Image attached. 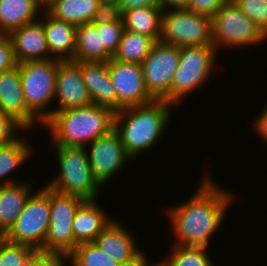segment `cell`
Here are the masks:
<instances>
[{
  "instance_id": "ffe728a7",
  "label": "cell",
  "mask_w": 267,
  "mask_h": 266,
  "mask_svg": "<svg viewBox=\"0 0 267 266\" xmlns=\"http://www.w3.org/2000/svg\"><path fill=\"white\" fill-rule=\"evenodd\" d=\"M96 200L84 201L76 211L72 224L74 242L78 245L93 242L95 238L112 222L105 209Z\"/></svg>"
},
{
  "instance_id": "52a82bcc",
  "label": "cell",
  "mask_w": 267,
  "mask_h": 266,
  "mask_svg": "<svg viewBox=\"0 0 267 266\" xmlns=\"http://www.w3.org/2000/svg\"><path fill=\"white\" fill-rule=\"evenodd\" d=\"M49 222V187L45 186L29 195L23 211L3 237L12 243L25 244L44 251Z\"/></svg>"
},
{
  "instance_id": "cb8c5ba5",
  "label": "cell",
  "mask_w": 267,
  "mask_h": 266,
  "mask_svg": "<svg viewBox=\"0 0 267 266\" xmlns=\"http://www.w3.org/2000/svg\"><path fill=\"white\" fill-rule=\"evenodd\" d=\"M42 6L36 0H0V24L10 33L23 25L35 22Z\"/></svg>"
},
{
  "instance_id": "8fae6325",
  "label": "cell",
  "mask_w": 267,
  "mask_h": 266,
  "mask_svg": "<svg viewBox=\"0 0 267 266\" xmlns=\"http://www.w3.org/2000/svg\"><path fill=\"white\" fill-rule=\"evenodd\" d=\"M180 62V47L157 41L141 63L147 91L155 100L170 102L173 75Z\"/></svg>"
},
{
  "instance_id": "d590c367",
  "label": "cell",
  "mask_w": 267,
  "mask_h": 266,
  "mask_svg": "<svg viewBox=\"0 0 267 266\" xmlns=\"http://www.w3.org/2000/svg\"><path fill=\"white\" fill-rule=\"evenodd\" d=\"M227 0H191L187 10L212 18Z\"/></svg>"
},
{
  "instance_id": "b9f144b4",
  "label": "cell",
  "mask_w": 267,
  "mask_h": 266,
  "mask_svg": "<svg viewBox=\"0 0 267 266\" xmlns=\"http://www.w3.org/2000/svg\"><path fill=\"white\" fill-rule=\"evenodd\" d=\"M42 7L45 9L48 7V5L53 1V0H36Z\"/></svg>"
},
{
  "instance_id": "7c38bea8",
  "label": "cell",
  "mask_w": 267,
  "mask_h": 266,
  "mask_svg": "<svg viewBox=\"0 0 267 266\" xmlns=\"http://www.w3.org/2000/svg\"><path fill=\"white\" fill-rule=\"evenodd\" d=\"M108 71L116 92L117 111L155 100L147 91L141 64L111 58Z\"/></svg>"
},
{
  "instance_id": "3957f363",
  "label": "cell",
  "mask_w": 267,
  "mask_h": 266,
  "mask_svg": "<svg viewBox=\"0 0 267 266\" xmlns=\"http://www.w3.org/2000/svg\"><path fill=\"white\" fill-rule=\"evenodd\" d=\"M115 112L90 104L53 112L43 124L50 130L53 144L64 147H86L114 129Z\"/></svg>"
},
{
  "instance_id": "ba28073f",
  "label": "cell",
  "mask_w": 267,
  "mask_h": 266,
  "mask_svg": "<svg viewBox=\"0 0 267 266\" xmlns=\"http://www.w3.org/2000/svg\"><path fill=\"white\" fill-rule=\"evenodd\" d=\"M160 41L183 46H214L212 18L186 8L164 9Z\"/></svg>"
},
{
  "instance_id": "6da1fadb",
  "label": "cell",
  "mask_w": 267,
  "mask_h": 266,
  "mask_svg": "<svg viewBox=\"0 0 267 266\" xmlns=\"http://www.w3.org/2000/svg\"><path fill=\"white\" fill-rule=\"evenodd\" d=\"M208 174L189 201L167 211L177 245L206 246L223 223L226 210L234 200L232 193L216 186Z\"/></svg>"
},
{
  "instance_id": "d4e9b609",
  "label": "cell",
  "mask_w": 267,
  "mask_h": 266,
  "mask_svg": "<svg viewBox=\"0 0 267 266\" xmlns=\"http://www.w3.org/2000/svg\"><path fill=\"white\" fill-rule=\"evenodd\" d=\"M154 43L155 41L149 36L124 30L117 51L112 58L141 64L150 53Z\"/></svg>"
},
{
  "instance_id": "d6a6232c",
  "label": "cell",
  "mask_w": 267,
  "mask_h": 266,
  "mask_svg": "<svg viewBox=\"0 0 267 266\" xmlns=\"http://www.w3.org/2000/svg\"><path fill=\"white\" fill-rule=\"evenodd\" d=\"M115 21H122V12L119 4L113 1L101 0L91 24H108Z\"/></svg>"
},
{
  "instance_id": "ab89813d",
  "label": "cell",
  "mask_w": 267,
  "mask_h": 266,
  "mask_svg": "<svg viewBox=\"0 0 267 266\" xmlns=\"http://www.w3.org/2000/svg\"><path fill=\"white\" fill-rule=\"evenodd\" d=\"M191 0H162L164 9H182L187 8Z\"/></svg>"
},
{
  "instance_id": "9a60e30c",
  "label": "cell",
  "mask_w": 267,
  "mask_h": 266,
  "mask_svg": "<svg viewBox=\"0 0 267 266\" xmlns=\"http://www.w3.org/2000/svg\"><path fill=\"white\" fill-rule=\"evenodd\" d=\"M55 97L58 98V107L52 109V114L67 108L92 104L82 72L76 61L65 60L58 63Z\"/></svg>"
},
{
  "instance_id": "74e56055",
  "label": "cell",
  "mask_w": 267,
  "mask_h": 266,
  "mask_svg": "<svg viewBox=\"0 0 267 266\" xmlns=\"http://www.w3.org/2000/svg\"><path fill=\"white\" fill-rule=\"evenodd\" d=\"M118 4L123 13L135 8L147 6L162 7V0H120Z\"/></svg>"
},
{
  "instance_id": "e0dca14e",
  "label": "cell",
  "mask_w": 267,
  "mask_h": 266,
  "mask_svg": "<svg viewBox=\"0 0 267 266\" xmlns=\"http://www.w3.org/2000/svg\"><path fill=\"white\" fill-rule=\"evenodd\" d=\"M39 20L23 25L9 33L18 64L53 58L49 55L45 31Z\"/></svg>"
},
{
  "instance_id": "7402d4cb",
  "label": "cell",
  "mask_w": 267,
  "mask_h": 266,
  "mask_svg": "<svg viewBox=\"0 0 267 266\" xmlns=\"http://www.w3.org/2000/svg\"><path fill=\"white\" fill-rule=\"evenodd\" d=\"M163 7L147 6L122 13L125 30L151 37L160 41L162 33Z\"/></svg>"
},
{
  "instance_id": "836d02e7",
  "label": "cell",
  "mask_w": 267,
  "mask_h": 266,
  "mask_svg": "<svg viewBox=\"0 0 267 266\" xmlns=\"http://www.w3.org/2000/svg\"><path fill=\"white\" fill-rule=\"evenodd\" d=\"M17 129L25 131V128L18 121L0 109V147L11 143L19 137L15 134Z\"/></svg>"
},
{
  "instance_id": "f546056e",
  "label": "cell",
  "mask_w": 267,
  "mask_h": 266,
  "mask_svg": "<svg viewBox=\"0 0 267 266\" xmlns=\"http://www.w3.org/2000/svg\"><path fill=\"white\" fill-rule=\"evenodd\" d=\"M101 30V62H108L115 54L122 34L125 30L123 21L108 24H93Z\"/></svg>"
},
{
  "instance_id": "1f68e13d",
  "label": "cell",
  "mask_w": 267,
  "mask_h": 266,
  "mask_svg": "<svg viewBox=\"0 0 267 266\" xmlns=\"http://www.w3.org/2000/svg\"><path fill=\"white\" fill-rule=\"evenodd\" d=\"M233 3L267 37V0H233Z\"/></svg>"
},
{
  "instance_id": "f1b7e54d",
  "label": "cell",
  "mask_w": 267,
  "mask_h": 266,
  "mask_svg": "<svg viewBox=\"0 0 267 266\" xmlns=\"http://www.w3.org/2000/svg\"><path fill=\"white\" fill-rule=\"evenodd\" d=\"M72 266H122L94 242L80 243L68 255Z\"/></svg>"
},
{
  "instance_id": "60d3db41",
  "label": "cell",
  "mask_w": 267,
  "mask_h": 266,
  "mask_svg": "<svg viewBox=\"0 0 267 266\" xmlns=\"http://www.w3.org/2000/svg\"><path fill=\"white\" fill-rule=\"evenodd\" d=\"M9 37V33L0 24V44Z\"/></svg>"
},
{
  "instance_id": "4fadbf2b",
  "label": "cell",
  "mask_w": 267,
  "mask_h": 266,
  "mask_svg": "<svg viewBox=\"0 0 267 266\" xmlns=\"http://www.w3.org/2000/svg\"><path fill=\"white\" fill-rule=\"evenodd\" d=\"M87 152L89 165L94 178L100 185H104L119 172L127 159H131L125 152L119 134L113 129L109 134L91 142Z\"/></svg>"
},
{
  "instance_id": "8d00e7d4",
  "label": "cell",
  "mask_w": 267,
  "mask_h": 266,
  "mask_svg": "<svg viewBox=\"0 0 267 266\" xmlns=\"http://www.w3.org/2000/svg\"><path fill=\"white\" fill-rule=\"evenodd\" d=\"M18 66V62L14 55L13 45L8 37L0 44V73L11 70Z\"/></svg>"
},
{
  "instance_id": "e575fe53",
  "label": "cell",
  "mask_w": 267,
  "mask_h": 266,
  "mask_svg": "<svg viewBox=\"0 0 267 266\" xmlns=\"http://www.w3.org/2000/svg\"><path fill=\"white\" fill-rule=\"evenodd\" d=\"M66 259L68 255L59 252L36 250L26 266H66Z\"/></svg>"
},
{
  "instance_id": "4dcf8cb0",
  "label": "cell",
  "mask_w": 267,
  "mask_h": 266,
  "mask_svg": "<svg viewBox=\"0 0 267 266\" xmlns=\"http://www.w3.org/2000/svg\"><path fill=\"white\" fill-rule=\"evenodd\" d=\"M35 251V248L12 243L0 236V266H26Z\"/></svg>"
},
{
  "instance_id": "5bb4252c",
  "label": "cell",
  "mask_w": 267,
  "mask_h": 266,
  "mask_svg": "<svg viewBox=\"0 0 267 266\" xmlns=\"http://www.w3.org/2000/svg\"><path fill=\"white\" fill-rule=\"evenodd\" d=\"M135 241L131 232L115 219L93 242L122 266H151Z\"/></svg>"
},
{
  "instance_id": "f35d334b",
  "label": "cell",
  "mask_w": 267,
  "mask_h": 266,
  "mask_svg": "<svg viewBox=\"0 0 267 266\" xmlns=\"http://www.w3.org/2000/svg\"><path fill=\"white\" fill-rule=\"evenodd\" d=\"M256 123V124H255ZM254 127L261 138L267 142V107L261 112V115L255 119Z\"/></svg>"
},
{
  "instance_id": "603a6c76",
  "label": "cell",
  "mask_w": 267,
  "mask_h": 266,
  "mask_svg": "<svg viewBox=\"0 0 267 266\" xmlns=\"http://www.w3.org/2000/svg\"><path fill=\"white\" fill-rule=\"evenodd\" d=\"M101 0H53L45 9L59 20L80 26L91 23Z\"/></svg>"
},
{
  "instance_id": "44dd1931",
  "label": "cell",
  "mask_w": 267,
  "mask_h": 266,
  "mask_svg": "<svg viewBox=\"0 0 267 266\" xmlns=\"http://www.w3.org/2000/svg\"><path fill=\"white\" fill-rule=\"evenodd\" d=\"M17 182L0 185V236L15 223L31 194V184Z\"/></svg>"
},
{
  "instance_id": "7a4b0ae2",
  "label": "cell",
  "mask_w": 267,
  "mask_h": 266,
  "mask_svg": "<svg viewBox=\"0 0 267 266\" xmlns=\"http://www.w3.org/2000/svg\"><path fill=\"white\" fill-rule=\"evenodd\" d=\"M171 106L175 105L166 100H154L115 112L114 130L131 159L159 143L171 117Z\"/></svg>"
},
{
  "instance_id": "484cf974",
  "label": "cell",
  "mask_w": 267,
  "mask_h": 266,
  "mask_svg": "<svg viewBox=\"0 0 267 266\" xmlns=\"http://www.w3.org/2000/svg\"><path fill=\"white\" fill-rule=\"evenodd\" d=\"M74 61L101 62V30L91 23L76 27Z\"/></svg>"
},
{
  "instance_id": "d6986e66",
  "label": "cell",
  "mask_w": 267,
  "mask_h": 266,
  "mask_svg": "<svg viewBox=\"0 0 267 266\" xmlns=\"http://www.w3.org/2000/svg\"><path fill=\"white\" fill-rule=\"evenodd\" d=\"M46 21L43 19V29L51 57L61 61L73 60L76 44V26L59 20L43 10Z\"/></svg>"
},
{
  "instance_id": "83f0119b",
  "label": "cell",
  "mask_w": 267,
  "mask_h": 266,
  "mask_svg": "<svg viewBox=\"0 0 267 266\" xmlns=\"http://www.w3.org/2000/svg\"><path fill=\"white\" fill-rule=\"evenodd\" d=\"M206 246H183L173 244L169 257L152 266H214L205 249Z\"/></svg>"
},
{
  "instance_id": "30bf717a",
  "label": "cell",
  "mask_w": 267,
  "mask_h": 266,
  "mask_svg": "<svg viewBox=\"0 0 267 266\" xmlns=\"http://www.w3.org/2000/svg\"><path fill=\"white\" fill-rule=\"evenodd\" d=\"M83 199L58 193L49 188L50 222L44 242V251L69 255L77 246L72 224Z\"/></svg>"
},
{
  "instance_id": "9c48e42d",
  "label": "cell",
  "mask_w": 267,
  "mask_h": 266,
  "mask_svg": "<svg viewBox=\"0 0 267 266\" xmlns=\"http://www.w3.org/2000/svg\"><path fill=\"white\" fill-rule=\"evenodd\" d=\"M266 36L234 3L227 1L212 17V41L218 50L260 44Z\"/></svg>"
},
{
  "instance_id": "7bdbcfd3",
  "label": "cell",
  "mask_w": 267,
  "mask_h": 266,
  "mask_svg": "<svg viewBox=\"0 0 267 266\" xmlns=\"http://www.w3.org/2000/svg\"><path fill=\"white\" fill-rule=\"evenodd\" d=\"M105 1H113V2H119L120 0H105Z\"/></svg>"
},
{
  "instance_id": "277c9868",
  "label": "cell",
  "mask_w": 267,
  "mask_h": 266,
  "mask_svg": "<svg viewBox=\"0 0 267 266\" xmlns=\"http://www.w3.org/2000/svg\"><path fill=\"white\" fill-rule=\"evenodd\" d=\"M52 146L57 152L60 172L46 186L84 201L97 200L101 185L91 171L86 147Z\"/></svg>"
},
{
  "instance_id": "ac0fdd59",
  "label": "cell",
  "mask_w": 267,
  "mask_h": 266,
  "mask_svg": "<svg viewBox=\"0 0 267 266\" xmlns=\"http://www.w3.org/2000/svg\"><path fill=\"white\" fill-rule=\"evenodd\" d=\"M82 72L92 104L117 112V97L108 71V62L76 61Z\"/></svg>"
},
{
  "instance_id": "5b68a950",
  "label": "cell",
  "mask_w": 267,
  "mask_h": 266,
  "mask_svg": "<svg viewBox=\"0 0 267 266\" xmlns=\"http://www.w3.org/2000/svg\"><path fill=\"white\" fill-rule=\"evenodd\" d=\"M60 61L51 58L18 64L27 109L42 125L52 116V111H46L45 107L55 99L56 75Z\"/></svg>"
},
{
  "instance_id": "2e32d148",
  "label": "cell",
  "mask_w": 267,
  "mask_h": 266,
  "mask_svg": "<svg viewBox=\"0 0 267 266\" xmlns=\"http://www.w3.org/2000/svg\"><path fill=\"white\" fill-rule=\"evenodd\" d=\"M0 109L11 115L24 128L41 122L27 109L19 66L0 73Z\"/></svg>"
},
{
  "instance_id": "8992f818",
  "label": "cell",
  "mask_w": 267,
  "mask_h": 266,
  "mask_svg": "<svg viewBox=\"0 0 267 266\" xmlns=\"http://www.w3.org/2000/svg\"><path fill=\"white\" fill-rule=\"evenodd\" d=\"M216 53L215 46L180 47V62L172 79L170 103L180 104L185 95L210 79L217 59Z\"/></svg>"
},
{
  "instance_id": "4316f807",
  "label": "cell",
  "mask_w": 267,
  "mask_h": 266,
  "mask_svg": "<svg viewBox=\"0 0 267 266\" xmlns=\"http://www.w3.org/2000/svg\"><path fill=\"white\" fill-rule=\"evenodd\" d=\"M21 138L18 137L11 143L0 147V185L16 183L14 178L12 180L7 178L10 176L9 173H12L15 168L24 164L29 156L32 155V148ZM5 176L7 179H3Z\"/></svg>"
}]
</instances>
